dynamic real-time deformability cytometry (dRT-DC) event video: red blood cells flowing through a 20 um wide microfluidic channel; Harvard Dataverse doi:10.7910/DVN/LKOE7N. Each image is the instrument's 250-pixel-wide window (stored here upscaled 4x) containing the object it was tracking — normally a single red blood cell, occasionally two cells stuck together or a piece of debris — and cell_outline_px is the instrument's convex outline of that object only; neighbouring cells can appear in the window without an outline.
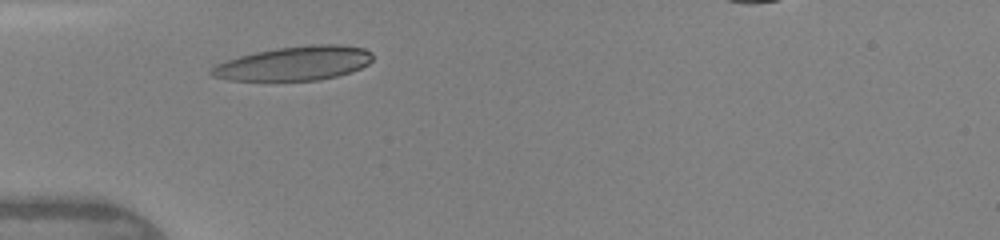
{"species": "human", "species_latin": "Homo sapiens", "temperature_condition": "warm", "stored_images_in_passage": 5, "camera_frame_rate_fps": 3000, "um_per_image_px": 0.085, "donor": {"sex": "female"}, "frame": {"image": 1, "passage_image": 2, "time_ms": 1.0, "image_size_px": [1000, 240], "cell_outline_px": [[372, 60], [368, 64], [352, 72], [336, 76], [316, 80], [228, 80], [212, 76], [208, 72], [216, 64], [224, 60], [256, 52], [276, 48], [316, 44], [340, 44], [364, 48], [372, 52]], "centroid_in_image_um": [25.02, 5.38], "position_along_channel_um": 60.0, "area_um2": 32.02}}
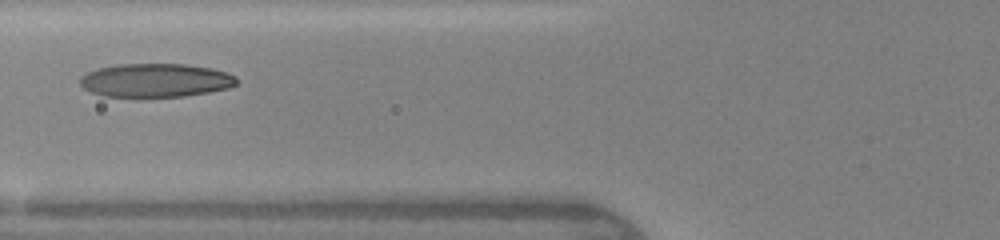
{"frame": {"image": 2, "passage_image": 3, "time_ms": 2.333, "image_size_px": [1000, 240], "cell_outline_px": [[240, 80], [236, 84], [228, 88], [208, 92], [184, 96], [100, 96], [84, 88], [80, 84], [80, 76], [96, 68], [116, 64], [184, 64], [212, 68], [236, 76]], "centroid_in_image_um": [13.21, 6.81], "position_along_channel_um": 112.6, "area_um2": 30.63}}
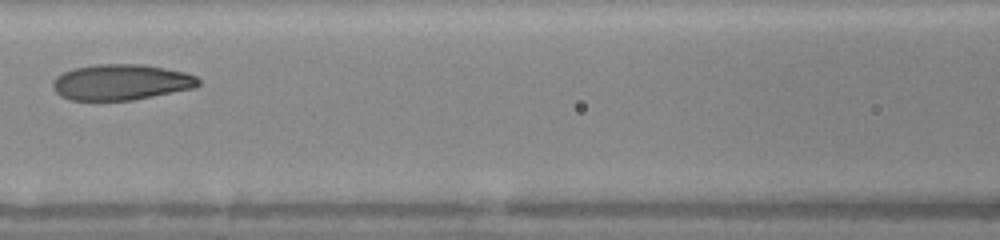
{"frame": {"image": 3, "passage_image": 4, "time_ms": 3.333, "image_size_px": [1000, 240], "cell_outline_px": [[200, 84], [196, 88], [132, 100], [72, 100], [56, 92], [52, 88], [52, 84], [56, 76], [72, 68], [96, 64], [140, 64], [164, 68], [184, 72], [196, 76], [200, 80]], "centroid_in_image_um": [10.31, 6.98], "position_along_channel_um": 156.3, "area_um2": 30.35}}